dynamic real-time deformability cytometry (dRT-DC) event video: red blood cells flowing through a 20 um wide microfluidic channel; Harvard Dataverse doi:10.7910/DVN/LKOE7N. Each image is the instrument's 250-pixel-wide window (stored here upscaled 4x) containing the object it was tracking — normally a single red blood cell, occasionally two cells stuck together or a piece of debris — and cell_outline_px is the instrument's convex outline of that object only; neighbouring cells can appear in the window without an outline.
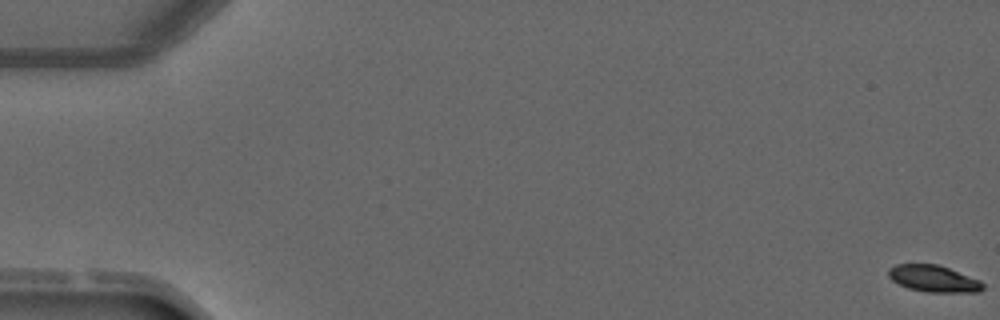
{"species": "common noctule bat (a hibernating species)", "species_latin": "Nyctalus noctula", "temperature_condition": "warm", "stored_images_in_passage": 5, "camera_frame_rate_fps": 3000, "um_per_image_px": 0.085, "animal": {"sex": "male", "forearm_length_mm": 52.5}, "frame": {"image": 1, "passage_image": 1, "time_ms": 0.0, "image_size_px": [1000, 320], "cell_outline_px": [[984, 288], [980, 292], [928, 292], [908, 288], [892, 280], [888, 276], [888, 268], [896, 264], [940, 264], [980, 280], [984, 284]], "centroid_in_image_um": [79.37, 23.68], "position_along_channel_um": 5.6, "area_um2": 14.8}}
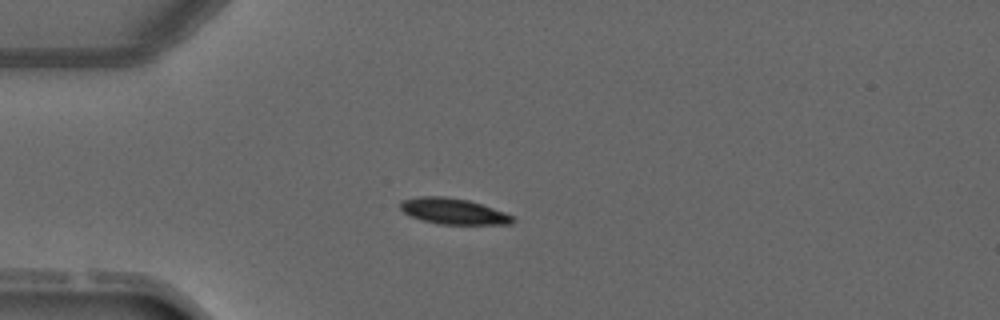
{"frame": {"image": 2, "passage_image": 4, "time_ms": 4.0, "image_size_px": [1000, 320], "cell_outline_px": [[516, 220], [512, 224], [440, 224], [424, 220], [412, 216], [404, 212], [400, 208], [400, 200], [420, 196], [444, 196], [468, 200], [504, 212], [512, 216]], "centroid_in_image_um": [38.53, 17.95], "position_along_channel_um": 46.5, "area_um2": 16.76}}